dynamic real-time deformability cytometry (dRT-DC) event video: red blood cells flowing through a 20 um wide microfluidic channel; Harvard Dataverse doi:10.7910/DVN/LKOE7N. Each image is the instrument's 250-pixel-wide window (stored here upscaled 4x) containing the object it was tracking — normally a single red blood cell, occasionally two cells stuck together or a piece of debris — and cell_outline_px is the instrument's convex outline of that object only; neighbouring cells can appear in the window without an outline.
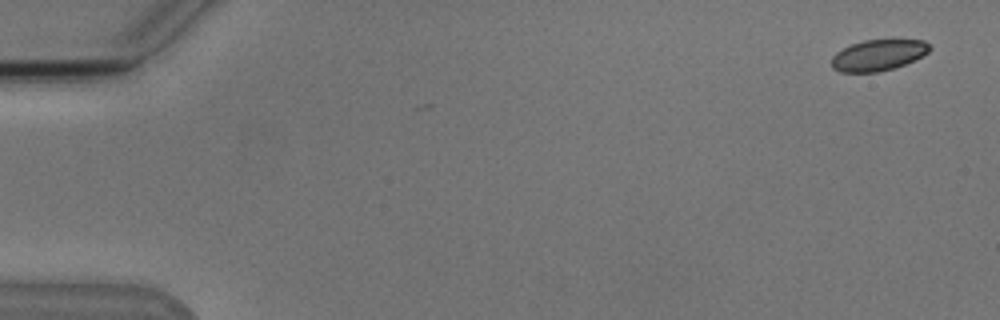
{"species": "Egyptian fruit bat (a non-hibernating species)", "species_latin": "Rousettus aegyptiacus", "temperature_condition": "cold", "stored_images_in_passage": 6, "camera_frame_rate_fps": 3000, "um_per_image_px": 0.085, "animal": {"sex": "male"}, "frame": {"image": 1, "passage_image": 1, "time_ms": 0.0, "image_size_px": [1000, 320], "cell_outline_px": [[932, 48], [928, 52], [904, 64], [880, 72], [840, 72], [832, 68], [832, 56], [836, 52], [852, 44], [864, 40], [924, 40]], "centroid_in_image_um": [74.62, 4.69], "position_along_channel_um": 10.4, "area_um2": 17.51}}
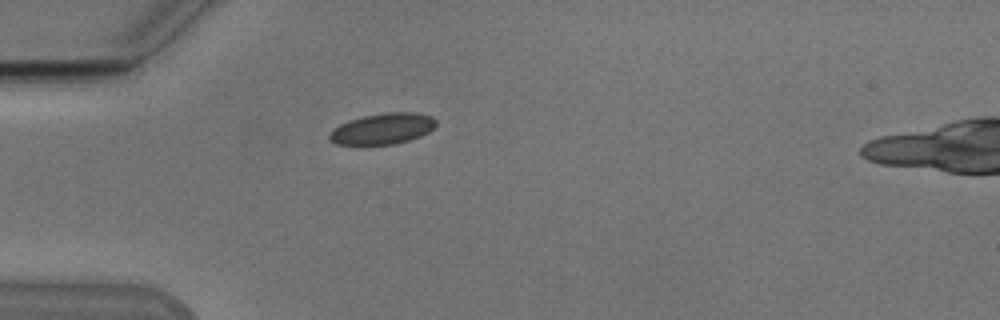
{"frame": {"image": 2, "passage_image": 5, "time_ms": 4.667, "image_size_px": [1000, 320], "cell_outline_px": [[436, 124], [428, 132], [420, 136], [396, 144], [336, 144], [328, 140], [328, 132], [332, 128], [348, 120], [364, 116], [384, 112], [416, 112], [432, 116], [436, 120]], "centroid_in_image_um": [32.48, 10.93], "position_along_channel_um": 52.5, "area_um2": 19.36}}